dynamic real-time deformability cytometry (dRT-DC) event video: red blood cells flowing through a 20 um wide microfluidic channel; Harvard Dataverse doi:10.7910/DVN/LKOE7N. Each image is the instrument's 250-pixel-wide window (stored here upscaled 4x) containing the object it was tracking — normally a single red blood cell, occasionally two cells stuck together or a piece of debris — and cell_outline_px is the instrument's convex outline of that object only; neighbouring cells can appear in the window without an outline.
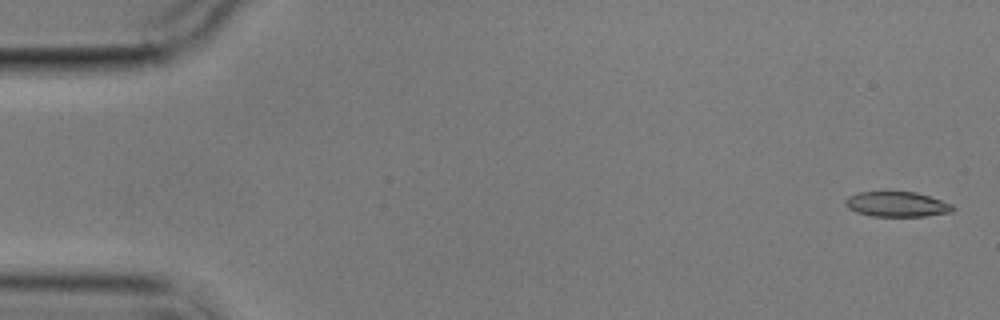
{"species": "common noctule bat (a hibernating species)", "species_latin": "Nyctalus noctula", "temperature_condition": "cold", "stored_images_in_passage": 7, "camera_frame_rate_fps": 3000, "um_per_image_px": 0.085, "animal": {"sex": "male", "body_mass_g": 17.9}, "frame": {"image": 1, "passage_image": 1, "time_ms": 0.0, "image_size_px": [1000, 320], "cell_outline_px": [[956, 208], [952, 212], [924, 216], [872, 216], [856, 212], [848, 208], [844, 204], [844, 200], [848, 196], [860, 192], [916, 192], [952, 204]], "centroid_in_image_um": [76.22, 17.36], "position_along_channel_um": 8.8, "area_um2": 15.66}}
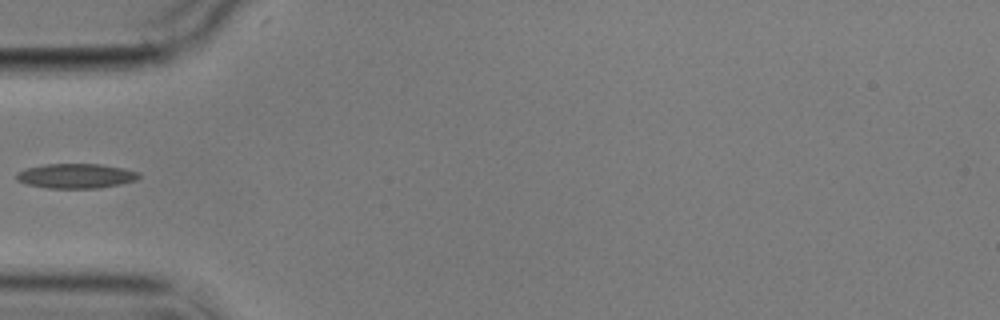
{"frame": {"image": 2, "passage_image": 6, "time_ms": 5.667, "image_size_px": [1000, 320], "cell_outline_px": [[140, 176], [136, 180], [120, 184], [100, 188], [44, 188], [28, 184], [16, 180], [16, 172], [24, 168], [44, 164], [100, 164], [124, 168], [140, 172]], "centroid_in_image_um": [6.44, 14.95], "position_along_channel_um": 78.6, "area_um2": 17.8}}
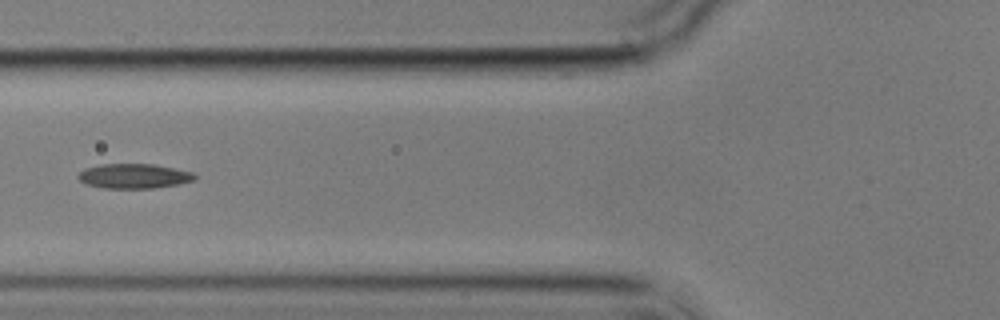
{"frame": {"image": 3, "passage_image": 7, "time_ms": 6.667, "image_size_px": [1000, 320], "cell_outline_px": [[196, 180], [176, 184], [152, 188], [104, 188], [84, 184], [76, 176], [84, 168], [100, 164], [152, 164], [192, 172], [196, 176]], "centroid_in_image_um": [11.33, 14.96], "position_along_channel_um": 114.5, "area_um2": 16.7}}